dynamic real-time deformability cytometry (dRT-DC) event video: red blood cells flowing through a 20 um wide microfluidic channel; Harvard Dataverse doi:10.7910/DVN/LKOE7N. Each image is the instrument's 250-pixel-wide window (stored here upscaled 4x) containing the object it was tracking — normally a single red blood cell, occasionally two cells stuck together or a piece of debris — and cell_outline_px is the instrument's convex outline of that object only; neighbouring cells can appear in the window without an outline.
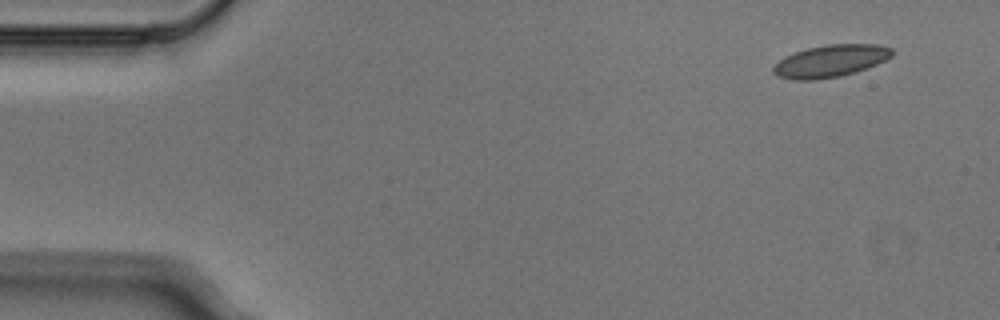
{"species": "Egyptian fruit bat (a non-hibernating species)", "species_latin": "Rousettus aegyptiacus", "temperature_condition": "cold", "stored_images_in_passage": 3, "camera_frame_rate_fps": 3000, "um_per_image_px": 0.085, "animal": {"sex": "male"}, "frame": {"image": 1, "passage_image": 1, "time_ms": 0.0, "image_size_px": [1000, 320], "cell_outline_px": [[896, 52], [892, 56], [876, 64], [856, 72], [840, 76], [816, 80], [792, 80], [776, 76], [772, 72], [772, 68], [784, 56], [808, 48], [828, 44], [876, 44], [892, 48]], "centroid_in_image_um": [70.59, 5.19], "position_along_channel_um": 14.4, "area_um2": 22.37}}